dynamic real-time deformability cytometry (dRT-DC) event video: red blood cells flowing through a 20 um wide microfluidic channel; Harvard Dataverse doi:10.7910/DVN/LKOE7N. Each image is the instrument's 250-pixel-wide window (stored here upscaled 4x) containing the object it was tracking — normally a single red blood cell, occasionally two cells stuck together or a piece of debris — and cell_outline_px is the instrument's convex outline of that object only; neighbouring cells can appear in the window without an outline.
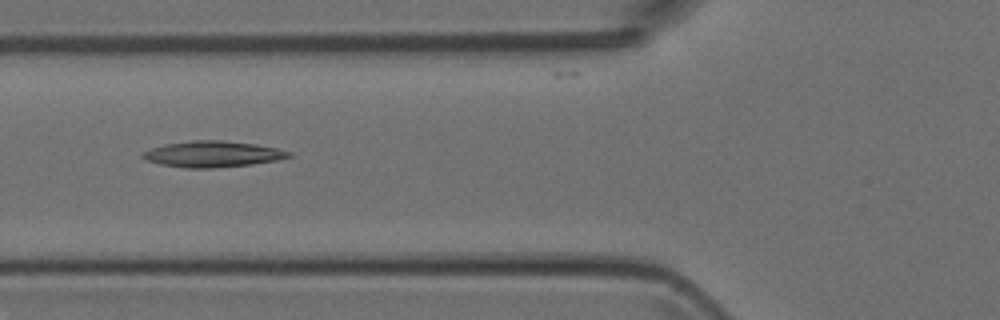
{"species": "Egyptian fruit bat (a non-hibernating species)", "species_latin": "Rousettus aegyptiacus", "temperature_condition": "room temperature", "stored_images_in_passage": 3, "camera_frame_rate_fps": 3000, "um_per_image_px": 0.085, "animal": {"sex": "female"}, "frame": {"image": 1, "passage_image": 2, "time_ms": 1.0, "image_size_px": [1000, 320], "cell_outline_px": [[292, 156], [276, 160], [252, 164], [212, 168], [184, 168], [160, 164], [148, 160], [140, 156], [144, 152], [152, 148], [164, 144], [192, 140], [220, 140], [256, 144], [276, 148], [292, 152]], "centroid_in_image_um": [18.08, 13.09], "position_along_channel_um": 107.7, "area_um2": 22.08}}
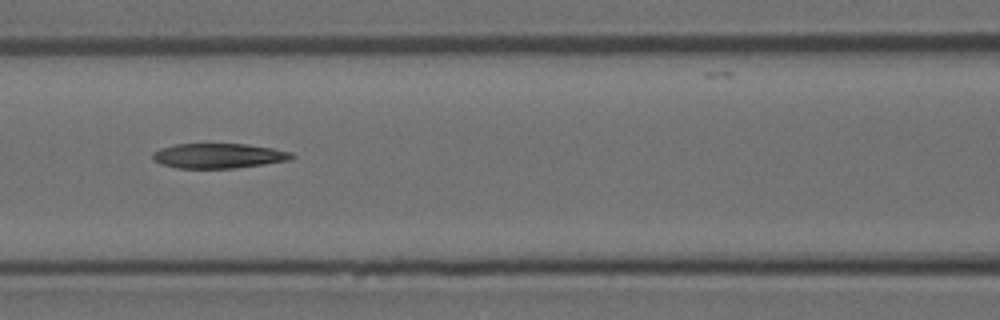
{"frame": {"image": 2, "passage_image": 3, "time_ms": 2.0, "image_size_px": [1000, 320], "cell_outline_px": [[296, 156], [288, 160], [264, 164], [236, 168], [176, 168], [160, 164], [152, 160], [152, 152], [160, 148], [176, 144], [244, 144], [272, 148], [292, 152]], "centroid_in_image_um": [18.54, 13.25], "position_along_channel_um": 148.1, "area_um2": 20.23}}